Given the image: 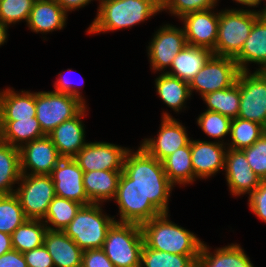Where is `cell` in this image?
Returning a JSON list of instances; mask_svg holds the SVG:
<instances>
[{
  "instance_id": "cell-16",
  "label": "cell",
  "mask_w": 266,
  "mask_h": 267,
  "mask_svg": "<svg viewBox=\"0 0 266 267\" xmlns=\"http://www.w3.org/2000/svg\"><path fill=\"white\" fill-rule=\"evenodd\" d=\"M19 151L21 174L50 175L62 159L48 135L23 145Z\"/></svg>"
},
{
  "instance_id": "cell-41",
  "label": "cell",
  "mask_w": 266,
  "mask_h": 267,
  "mask_svg": "<svg viewBox=\"0 0 266 267\" xmlns=\"http://www.w3.org/2000/svg\"><path fill=\"white\" fill-rule=\"evenodd\" d=\"M241 151L254 173L266 180V131L253 145Z\"/></svg>"
},
{
  "instance_id": "cell-35",
  "label": "cell",
  "mask_w": 266,
  "mask_h": 267,
  "mask_svg": "<svg viewBox=\"0 0 266 267\" xmlns=\"http://www.w3.org/2000/svg\"><path fill=\"white\" fill-rule=\"evenodd\" d=\"M265 131L262 125L237 117L232 119L226 146L233 150H243L253 145Z\"/></svg>"
},
{
  "instance_id": "cell-32",
  "label": "cell",
  "mask_w": 266,
  "mask_h": 267,
  "mask_svg": "<svg viewBox=\"0 0 266 267\" xmlns=\"http://www.w3.org/2000/svg\"><path fill=\"white\" fill-rule=\"evenodd\" d=\"M47 230L42 220L27 219L11 234L13 250L25 253L42 246Z\"/></svg>"
},
{
  "instance_id": "cell-8",
  "label": "cell",
  "mask_w": 266,
  "mask_h": 267,
  "mask_svg": "<svg viewBox=\"0 0 266 267\" xmlns=\"http://www.w3.org/2000/svg\"><path fill=\"white\" fill-rule=\"evenodd\" d=\"M236 84L240 91L238 117L256 122L266 129V72L240 71Z\"/></svg>"
},
{
  "instance_id": "cell-29",
  "label": "cell",
  "mask_w": 266,
  "mask_h": 267,
  "mask_svg": "<svg viewBox=\"0 0 266 267\" xmlns=\"http://www.w3.org/2000/svg\"><path fill=\"white\" fill-rule=\"evenodd\" d=\"M45 135L36 117L17 121H0V141L18 149Z\"/></svg>"
},
{
  "instance_id": "cell-34",
  "label": "cell",
  "mask_w": 266,
  "mask_h": 267,
  "mask_svg": "<svg viewBox=\"0 0 266 267\" xmlns=\"http://www.w3.org/2000/svg\"><path fill=\"white\" fill-rule=\"evenodd\" d=\"M82 206V204L75 201L55 196L49 204L42 221L45 223L48 230L63 231Z\"/></svg>"
},
{
  "instance_id": "cell-24",
  "label": "cell",
  "mask_w": 266,
  "mask_h": 267,
  "mask_svg": "<svg viewBox=\"0 0 266 267\" xmlns=\"http://www.w3.org/2000/svg\"><path fill=\"white\" fill-rule=\"evenodd\" d=\"M211 250V246L203 241L197 267H255L239 243L216 247L213 252Z\"/></svg>"
},
{
  "instance_id": "cell-49",
  "label": "cell",
  "mask_w": 266,
  "mask_h": 267,
  "mask_svg": "<svg viewBox=\"0 0 266 267\" xmlns=\"http://www.w3.org/2000/svg\"><path fill=\"white\" fill-rule=\"evenodd\" d=\"M13 250L11 235L0 232V256Z\"/></svg>"
},
{
  "instance_id": "cell-5",
  "label": "cell",
  "mask_w": 266,
  "mask_h": 267,
  "mask_svg": "<svg viewBox=\"0 0 266 267\" xmlns=\"http://www.w3.org/2000/svg\"><path fill=\"white\" fill-rule=\"evenodd\" d=\"M262 14L237 8L219 10V25L214 55L235 58L249 37L254 22Z\"/></svg>"
},
{
  "instance_id": "cell-36",
  "label": "cell",
  "mask_w": 266,
  "mask_h": 267,
  "mask_svg": "<svg viewBox=\"0 0 266 267\" xmlns=\"http://www.w3.org/2000/svg\"><path fill=\"white\" fill-rule=\"evenodd\" d=\"M198 256L170 254L148 248L144 244L140 267H197Z\"/></svg>"
},
{
  "instance_id": "cell-19",
  "label": "cell",
  "mask_w": 266,
  "mask_h": 267,
  "mask_svg": "<svg viewBox=\"0 0 266 267\" xmlns=\"http://www.w3.org/2000/svg\"><path fill=\"white\" fill-rule=\"evenodd\" d=\"M225 144L191 138V161L194 177L198 180L209 179L224 171Z\"/></svg>"
},
{
  "instance_id": "cell-44",
  "label": "cell",
  "mask_w": 266,
  "mask_h": 267,
  "mask_svg": "<svg viewBox=\"0 0 266 267\" xmlns=\"http://www.w3.org/2000/svg\"><path fill=\"white\" fill-rule=\"evenodd\" d=\"M27 267H55L49 252L44 245L22 253Z\"/></svg>"
},
{
  "instance_id": "cell-26",
  "label": "cell",
  "mask_w": 266,
  "mask_h": 267,
  "mask_svg": "<svg viewBox=\"0 0 266 267\" xmlns=\"http://www.w3.org/2000/svg\"><path fill=\"white\" fill-rule=\"evenodd\" d=\"M123 170H100L84 172L83 184L91 203L104 204L113 201Z\"/></svg>"
},
{
  "instance_id": "cell-1",
  "label": "cell",
  "mask_w": 266,
  "mask_h": 267,
  "mask_svg": "<svg viewBox=\"0 0 266 267\" xmlns=\"http://www.w3.org/2000/svg\"><path fill=\"white\" fill-rule=\"evenodd\" d=\"M123 171L161 213L170 212L169 200L175 186L169 181L162 161L138 146L136 150L132 148L127 152Z\"/></svg>"
},
{
  "instance_id": "cell-18",
  "label": "cell",
  "mask_w": 266,
  "mask_h": 267,
  "mask_svg": "<svg viewBox=\"0 0 266 267\" xmlns=\"http://www.w3.org/2000/svg\"><path fill=\"white\" fill-rule=\"evenodd\" d=\"M83 174V170L74 158H62L50 174L55 195L83 206L92 204L84 189Z\"/></svg>"
},
{
  "instance_id": "cell-25",
  "label": "cell",
  "mask_w": 266,
  "mask_h": 267,
  "mask_svg": "<svg viewBox=\"0 0 266 267\" xmlns=\"http://www.w3.org/2000/svg\"><path fill=\"white\" fill-rule=\"evenodd\" d=\"M43 245L55 267H82L84 251L63 231L47 230Z\"/></svg>"
},
{
  "instance_id": "cell-37",
  "label": "cell",
  "mask_w": 266,
  "mask_h": 267,
  "mask_svg": "<svg viewBox=\"0 0 266 267\" xmlns=\"http://www.w3.org/2000/svg\"><path fill=\"white\" fill-rule=\"evenodd\" d=\"M196 120L198 127L201 128L203 133L209 138L215 139V142L227 144L225 138L230 136L232 119L218 112L205 110L201 112Z\"/></svg>"
},
{
  "instance_id": "cell-27",
  "label": "cell",
  "mask_w": 266,
  "mask_h": 267,
  "mask_svg": "<svg viewBox=\"0 0 266 267\" xmlns=\"http://www.w3.org/2000/svg\"><path fill=\"white\" fill-rule=\"evenodd\" d=\"M213 55L210 49L187 44L176 55L166 74L190 83Z\"/></svg>"
},
{
  "instance_id": "cell-6",
  "label": "cell",
  "mask_w": 266,
  "mask_h": 267,
  "mask_svg": "<svg viewBox=\"0 0 266 267\" xmlns=\"http://www.w3.org/2000/svg\"><path fill=\"white\" fill-rule=\"evenodd\" d=\"M143 246L139 224L115 221L106 234L102 249L115 267H140Z\"/></svg>"
},
{
  "instance_id": "cell-43",
  "label": "cell",
  "mask_w": 266,
  "mask_h": 267,
  "mask_svg": "<svg viewBox=\"0 0 266 267\" xmlns=\"http://www.w3.org/2000/svg\"><path fill=\"white\" fill-rule=\"evenodd\" d=\"M68 72L73 71L71 68L66 69ZM58 78L56 79V81H54V90L55 92H59V93H64V94H68L71 96H74L76 98H78L81 102H83L85 105H87V100L85 98L84 95H82L83 91H81L80 87H78V83H73L71 82L72 80L68 79L69 77H67L66 75H63V72H59L58 73ZM83 82H84V78H82ZM81 80V82H82ZM78 88H77V87ZM81 86V85H80Z\"/></svg>"
},
{
  "instance_id": "cell-2",
  "label": "cell",
  "mask_w": 266,
  "mask_h": 267,
  "mask_svg": "<svg viewBox=\"0 0 266 267\" xmlns=\"http://www.w3.org/2000/svg\"><path fill=\"white\" fill-rule=\"evenodd\" d=\"M162 0H100L88 34H105L131 29L161 13Z\"/></svg>"
},
{
  "instance_id": "cell-11",
  "label": "cell",
  "mask_w": 266,
  "mask_h": 267,
  "mask_svg": "<svg viewBox=\"0 0 266 267\" xmlns=\"http://www.w3.org/2000/svg\"><path fill=\"white\" fill-rule=\"evenodd\" d=\"M113 202L118 207V220L116 222L142 223L151 220L162 213L145 198L139 189L132 184V179L122 171L119 179L117 193Z\"/></svg>"
},
{
  "instance_id": "cell-17",
  "label": "cell",
  "mask_w": 266,
  "mask_h": 267,
  "mask_svg": "<svg viewBox=\"0 0 266 267\" xmlns=\"http://www.w3.org/2000/svg\"><path fill=\"white\" fill-rule=\"evenodd\" d=\"M223 172L230 195L233 197H242L246 194L249 196L262 180L251 169L241 150L227 148Z\"/></svg>"
},
{
  "instance_id": "cell-15",
  "label": "cell",
  "mask_w": 266,
  "mask_h": 267,
  "mask_svg": "<svg viewBox=\"0 0 266 267\" xmlns=\"http://www.w3.org/2000/svg\"><path fill=\"white\" fill-rule=\"evenodd\" d=\"M188 45L214 51L218 36L219 11L216 8L190 12L178 19Z\"/></svg>"
},
{
  "instance_id": "cell-23",
  "label": "cell",
  "mask_w": 266,
  "mask_h": 267,
  "mask_svg": "<svg viewBox=\"0 0 266 267\" xmlns=\"http://www.w3.org/2000/svg\"><path fill=\"white\" fill-rule=\"evenodd\" d=\"M36 117V91L0 89V121H17Z\"/></svg>"
},
{
  "instance_id": "cell-46",
  "label": "cell",
  "mask_w": 266,
  "mask_h": 267,
  "mask_svg": "<svg viewBox=\"0 0 266 267\" xmlns=\"http://www.w3.org/2000/svg\"><path fill=\"white\" fill-rule=\"evenodd\" d=\"M0 267H27L23 254L12 250L0 256Z\"/></svg>"
},
{
  "instance_id": "cell-33",
  "label": "cell",
  "mask_w": 266,
  "mask_h": 267,
  "mask_svg": "<svg viewBox=\"0 0 266 267\" xmlns=\"http://www.w3.org/2000/svg\"><path fill=\"white\" fill-rule=\"evenodd\" d=\"M208 111L218 112L230 119L238 117L240 108V91L236 82L226 88L208 93L201 97Z\"/></svg>"
},
{
  "instance_id": "cell-30",
  "label": "cell",
  "mask_w": 266,
  "mask_h": 267,
  "mask_svg": "<svg viewBox=\"0 0 266 267\" xmlns=\"http://www.w3.org/2000/svg\"><path fill=\"white\" fill-rule=\"evenodd\" d=\"M162 165L169 181L175 187H186L197 181L191 161V142L164 158Z\"/></svg>"
},
{
  "instance_id": "cell-21",
  "label": "cell",
  "mask_w": 266,
  "mask_h": 267,
  "mask_svg": "<svg viewBox=\"0 0 266 267\" xmlns=\"http://www.w3.org/2000/svg\"><path fill=\"white\" fill-rule=\"evenodd\" d=\"M240 71H250V64H256V71L266 70V14L253 24L249 37L240 53L234 58Z\"/></svg>"
},
{
  "instance_id": "cell-48",
  "label": "cell",
  "mask_w": 266,
  "mask_h": 267,
  "mask_svg": "<svg viewBox=\"0 0 266 267\" xmlns=\"http://www.w3.org/2000/svg\"><path fill=\"white\" fill-rule=\"evenodd\" d=\"M233 1V3L235 2V3H237V4H240L241 6H242V8L241 7H239V8H237V9H242V10H251V11H256V12H258V13H260V14H266V0L264 1V0H232ZM262 1H263V3H264V5H263V8L261 7L260 9H256V8H258L259 7V5L261 6L262 4ZM246 8H245V7ZM252 7L253 8H255V9H252ZM248 8V9H247ZM251 8V9H250Z\"/></svg>"
},
{
  "instance_id": "cell-42",
  "label": "cell",
  "mask_w": 266,
  "mask_h": 267,
  "mask_svg": "<svg viewBox=\"0 0 266 267\" xmlns=\"http://www.w3.org/2000/svg\"><path fill=\"white\" fill-rule=\"evenodd\" d=\"M247 197L249 210L266 223V180H261L258 188Z\"/></svg>"
},
{
  "instance_id": "cell-12",
  "label": "cell",
  "mask_w": 266,
  "mask_h": 267,
  "mask_svg": "<svg viewBox=\"0 0 266 267\" xmlns=\"http://www.w3.org/2000/svg\"><path fill=\"white\" fill-rule=\"evenodd\" d=\"M161 114L157 136L146 137L139 144L150 156L159 161L191 142L187 127L179 119L173 117L167 110Z\"/></svg>"
},
{
  "instance_id": "cell-38",
  "label": "cell",
  "mask_w": 266,
  "mask_h": 267,
  "mask_svg": "<svg viewBox=\"0 0 266 267\" xmlns=\"http://www.w3.org/2000/svg\"><path fill=\"white\" fill-rule=\"evenodd\" d=\"M26 220L27 218L14 193L0 195V232L11 235Z\"/></svg>"
},
{
  "instance_id": "cell-14",
  "label": "cell",
  "mask_w": 266,
  "mask_h": 267,
  "mask_svg": "<svg viewBox=\"0 0 266 267\" xmlns=\"http://www.w3.org/2000/svg\"><path fill=\"white\" fill-rule=\"evenodd\" d=\"M130 149L106 141H89L74 159L83 172L123 170L124 160Z\"/></svg>"
},
{
  "instance_id": "cell-31",
  "label": "cell",
  "mask_w": 266,
  "mask_h": 267,
  "mask_svg": "<svg viewBox=\"0 0 266 267\" xmlns=\"http://www.w3.org/2000/svg\"><path fill=\"white\" fill-rule=\"evenodd\" d=\"M20 177L19 149L0 141V195L14 193Z\"/></svg>"
},
{
  "instance_id": "cell-13",
  "label": "cell",
  "mask_w": 266,
  "mask_h": 267,
  "mask_svg": "<svg viewBox=\"0 0 266 267\" xmlns=\"http://www.w3.org/2000/svg\"><path fill=\"white\" fill-rule=\"evenodd\" d=\"M240 70L231 57L213 55L197 75L190 81L191 95L195 91L204 95L232 86Z\"/></svg>"
},
{
  "instance_id": "cell-10",
  "label": "cell",
  "mask_w": 266,
  "mask_h": 267,
  "mask_svg": "<svg viewBox=\"0 0 266 267\" xmlns=\"http://www.w3.org/2000/svg\"><path fill=\"white\" fill-rule=\"evenodd\" d=\"M149 40L146 51L153 73H166L176 55L187 45L183 27L163 24Z\"/></svg>"
},
{
  "instance_id": "cell-4",
  "label": "cell",
  "mask_w": 266,
  "mask_h": 267,
  "mask_svg": "<svg viewBox=\"0 0 266 267\" xmlns=\"http://www.w3.org/2000/svg\"><path fill=\"white\" fill-rule=\"evenodd\" d=\"M102 206L95 203L82 206L63 230L83 251L103 248L106 234L117 220V215L106 214Z\"/></svg>"
},
{
  "instance_id": "cell-20",
  "label": "cell",
  "mask_w": 266,
  "mask_h": 267,
  "mask_svg": "<svg viewBox=\"0 0 266 267\" xmlns=\"http://www.w3.org/2000/svg\"><path fill=\"white\" fill-rule=\"evenodd\" d=\"M88 107L86 105L75 117L62 122L48 134L62 158H74L88 143L85 135L86 125L83 123V118L88 114Z\"/></svg>"
},
{
  "instance_id": "cell-3",
  "label": "cell",
  "mask_w": 266,
  "mask_h": 267,
  "mask_svg": "<svg viewBox=\"0 0 266 267\" xmlns=\"http://www.w3.org/2000/svg\"><path fill=\"white\" fill-rule=\"evenodd\" d=\"M170 216V213H162L140 225L144 244L170 254L199 255L203 241L194 232L171 221Z\"/></svg>"
},
{
  "instance_id": "cell-9",
  "label": "cell",
  "mask_w": 266,
  "mask_h": 267,
  "mask_svg": "<svg viewBox=\"0 0 266 267\" xmlns=\"http://www.w3.org/2000/svg\"><path fill=\"white\" fill-rule=\"evenodd\" d=\"M85 106L68 94L53 90L36 92V118L46 135L62 122L75 117Z\"/></svg>"
},
{
  "instance_id": "cell-7",
  "label": "cell",
  "mask_w": 266,
  "mask_h": 267,
  "mask_svg": "<svg viewBox=\"0 0 266 267\" xmlns=\"http://www.w3.org/2000/svg\"><path fill=\"white\" fill-rule=\"evenodd\" d=\"M14 194L27 219L42 220L55 195L50 175L21 174Z\"/></svg>"
},
{
  "instance_id": "cell-47",
  "label": "cell",
  "mask_w": 266,
  "mask_h": 267,
  "mask_svg": "<svg viewBox=\"0 0 266 267\" xmlns=\"http://www.w3.org/2000/svg\"><path fill=\"white\" fill-rule=\"evenodd\" d=\"M58 2L61 7L69 14L72 13V11L80 10V8H84L85 6H88L93 1H98L99 4L100 0H55ZM92 1V2H91Z\"/></svg>"
},
{
  "instance_id": "cell-45",
  "label": "cell",
  "mask_w": 266,
  "mask_h": 267,
  "mask_svg": "<svg viewBox=\"0 0 266 267\" xmlns=\"http://www.w3.org/2000/svg\"><path fill=\"white\" fill-rule=\"evenodd\" d=\"M82 267H115V266L108 259L104 250L101 248V249L84 250Z\"/></svg>"
},
{
  "instance_id": "cell-40",
  "label": "cell",
  "mask_w": 266,
  "mask_h": 267,
  "mask_svg": "<svg viewBox=\"0 0 266 267\" xmlns=\"http://www.w3.org/2000/svg\"><path fill=\"white\" fill-rule=\"evenodd\" d=\"M221 2L220 0H162L161 2V13L162 11L170 14L174 18L180 19L183 15L196 12L204 11L216 6Z\"/></svg>"
},
{
  "instance_id": "cell-22",
  "label": "cell",
  "mask_w": 266,
  "mask_h": 267,
  "mask_svg": "<svg viewBox=\"0 0 266 267\" xmlns=\"http://www.w3.org/2000/svg\"><path fill=\"white\" fill-rule=\"evenodd\" d=\"M68 13L55 0H35L26 26L36 34L64 30Z\"/></svg>"
},
{
  "instance_id": "cell-39",
  "label": "cell",
  "mask_w": 266,
  "mask_h": 267,
  "mask_svg": "<svg viewBox=\"0 0 266 267\" xmlns=\"http://www.w3.org/2000/svg\"><path fill=\"white\" fill-rule=\"evenodd\" d=\"M34 2L35 0H1L0 21L8 27L21 22L27 24Z\"/></svg>"
},
{
  "instance_id": "cell-28",
  "label": "cell",
  "mask_w": 266,
  "mask_h": 267,
  "mask_svg": "<svg viewBox=\"0 0 266 267\" xmlns=\"http://www.w3.org/2000/svg\"><path fill=\"white\" fill-rule=\"evenodd\" d=\"M155 89L158 98L172 109L175 114L187 109V101L192 99L189 83L166 73H159L155 78Z\"/></svg>"
},
{
  "instance_id": "cell-50",
  "label": "cell",
  "mask_w": 266,
  "mask_h": 267,
  "mask_svg": "<svg viewBox=\"0 0 266 267\" xmlns=\"http://www.w3.org/2000/svg\"><path fill=\"white\" fill-rule=\"evenodd\" d=\"M9 27L0 21V47L8 41Z\"/></svg>"
}]
</instances>
